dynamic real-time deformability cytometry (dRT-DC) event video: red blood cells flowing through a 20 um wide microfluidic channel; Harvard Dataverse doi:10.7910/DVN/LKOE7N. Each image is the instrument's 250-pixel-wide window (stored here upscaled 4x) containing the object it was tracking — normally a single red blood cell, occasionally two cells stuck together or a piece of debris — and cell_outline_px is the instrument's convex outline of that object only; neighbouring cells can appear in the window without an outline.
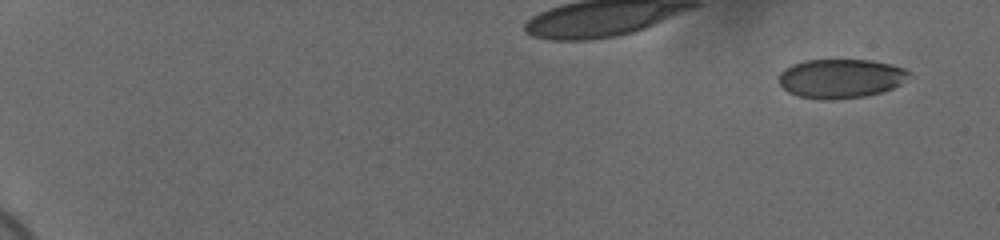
{"species": "human", "species_latin": "Homo sapiens", "temperature_condition": "cold", "stored_images_in_passage": 56, "camera_frame_rate_fps": 3000, "um_per_image_px": 0.085, "donor": {"sex": "female"}, "frame": {"image": 1, "passage_image": 1, "time_ms": 0.0, "image_size_px": [1000, 240], "cell_outline_px": [[912, 76], [900, 84], [892, 88], [880, 92], [864, 96], [832, 100], [820, 100], [796, 96], [788, 92], [780, 84], [780, 72], [784, 68], [792, 64], [804, 60], [872, 60], [892, 64], [904, 68], [912, 72]], "centroid_in_image_um": [71.48, 6.67], "position_along_channel_um": 13.5, "area_um2": 30.0}}
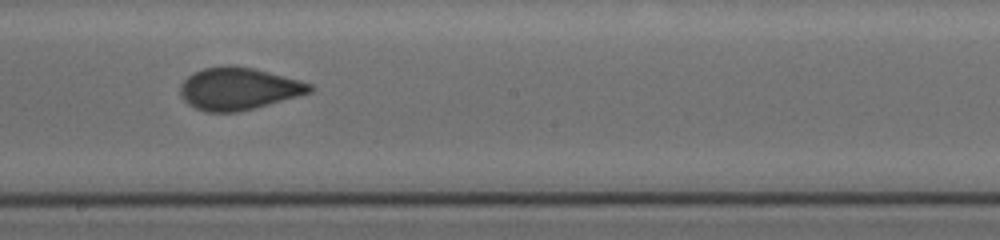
{"frame": {"image": 2, "passage_image": 34, "time_ms": 11.0, "image_size_px": [1000, 240], "cell_outline_px": [[316, 88], [312, 92], [252, 108], [236, 112], [204, 112], [188, 104], [180, 96], [180, 84], [188, 76], [204, 68], [252, 68], [300, 80], [312, 84]], "centroid_in_image_um": [20.28, 7.57], "position_along_channel_um": 227.9, "area_um2": 31.04}}
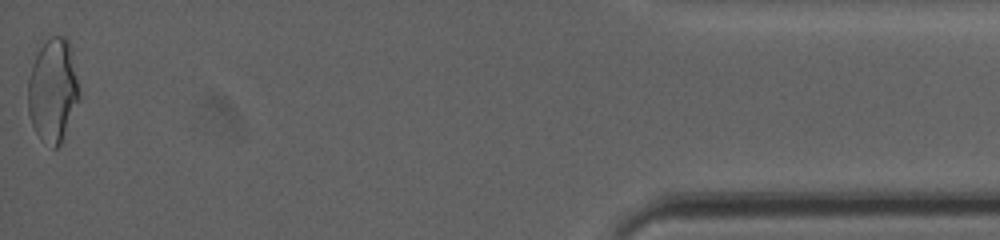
{"frame": {"image": 3, "passage_image": 56, "time_ms": 18.333, "image_size_px": [1000, 240], "cell_outline_px": [[80, 100], [60, 144], [56, 148], [52, 148], [40, 140], [32, 124], [28, 112], [28, 80], [32, 64], [40, 48], [52, 36], [64, 36], [68, 40], [72, 48], [80, 92]], "centroid_in_image_um": [4.52, 7.7], "position_along_channel_um": 430.7, "area_um2": 31.15}, "authors_computed_cell_mechanics": {"area_um2": 31.1253, "velocity_mm_per_s": 3.7061, "shape_relaxation_time_tau1_ms": null, "shape_relaxation_time_tau2_ms": 0.5937, "deformation_change_tau1": null, "deformation_change_tau2": 0.0593}}